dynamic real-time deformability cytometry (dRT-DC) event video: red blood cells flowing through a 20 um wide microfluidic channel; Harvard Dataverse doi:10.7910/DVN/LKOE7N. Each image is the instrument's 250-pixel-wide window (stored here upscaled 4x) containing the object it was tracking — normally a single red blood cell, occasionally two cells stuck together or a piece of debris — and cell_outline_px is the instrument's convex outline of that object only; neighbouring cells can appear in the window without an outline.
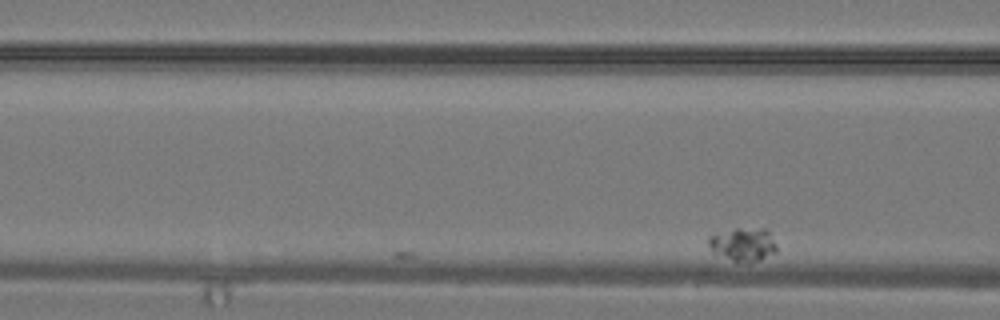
{"species": "common noctule bat (a hibernating species)", "species_latin": "Nyctalus noctula", "temperature_condition": "warm", "stored_images_in_passage": 3, "camera_frame_rate_fps": 3000, "um_per_image_px": 0.085, "animal": {"sex": "male", "body_mass_g": 19.2, "forearm_length_mm": 51.8}, "frame": {"image": 1, "passage_image": 3, "time_ms": 0.667, "image_size_px": [1000, 320], "cell_outline_px": [[776, 252], [760, 260], [748, 264], [732, 260], [712, 248], [708, 244], [708, 236], [736, 228], [768, 228], [776, 244]], "centroid_in_image_um": [63.25, 20.76], "position_along_channel_um": 103.4, "area_um2": 13.12}}